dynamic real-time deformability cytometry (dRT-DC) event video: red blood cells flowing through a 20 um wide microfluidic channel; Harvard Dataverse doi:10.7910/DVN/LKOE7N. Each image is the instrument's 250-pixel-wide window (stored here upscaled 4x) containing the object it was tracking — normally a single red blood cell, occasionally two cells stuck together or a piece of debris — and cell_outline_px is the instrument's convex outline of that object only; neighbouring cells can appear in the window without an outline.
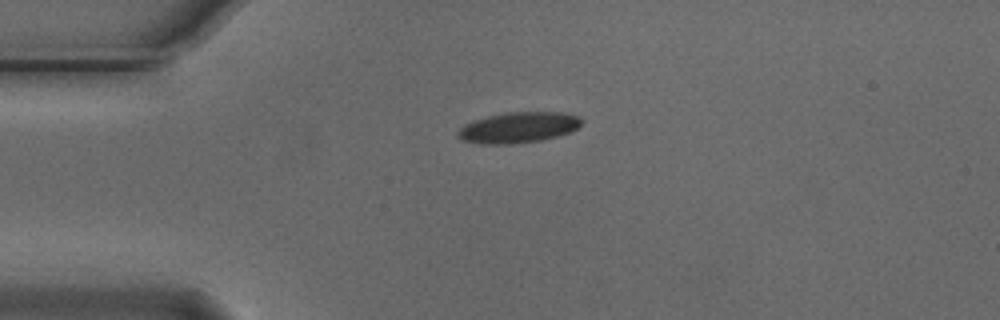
{"species": "Egyptian fruit bat (a non-hibernating species)", "species_latin": "Rousettus aegyptiacus", "temperature_condition": "cold", "stored_images_in_passage": 5, "camera_frame_rate_fps": 3000, "um_per_image_px": 0.085, "animal": {"sex": "male"}, "frame": {"image": 1, "passage_image": 1, "time_ms": 0.0, "image_size_px": [1000, 320], "cell_outline_px": [[584, 120], [572, 132], [540, 140], [512, 144], [480, 144], [460, 140], [456, 132], [464, 124], [488, 116], [504, 112], [564, 112], [580, 116]], "centroid_in_image_um": [44.07, 10.83], "position_along_channel_um": 40.9, "area_um2": 22.31}}
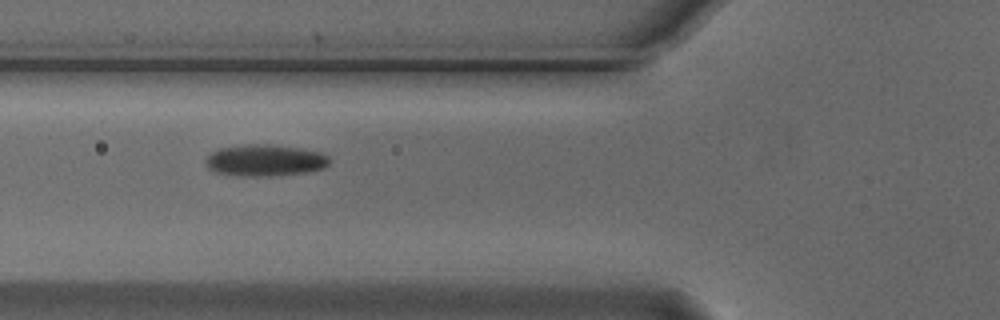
{"frame": {"image": 2, "passage_image": 3, "time_ms": 0.667, "image_size_px": [1000, 320], "cell_outline_px": [[328, 164], [324, 168], [308, 172], [272, 176], [236, 176], [216, 172], [208, 168], [204, 164], [204, 160], [212, 152], [220, 148], [248, 144], [268, 144], [300, 148], [320, 152], [328, 156]], "centroid_in_image_um": [22.5, 13.64], "position_along_channel_um": 103.3, "area_um2": 22.89}}
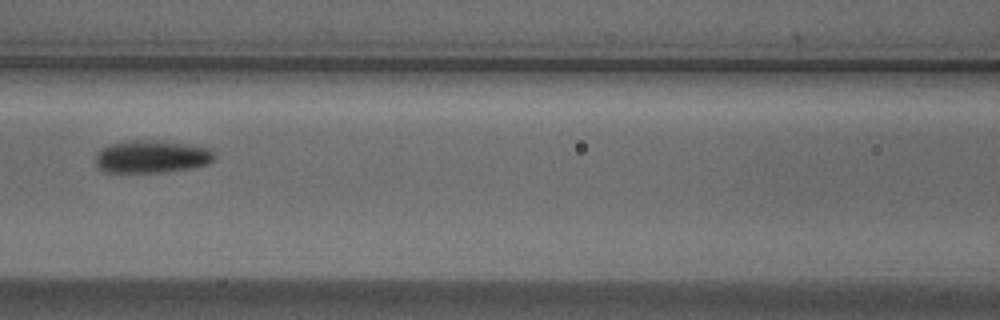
{"frame": {"image": 3, "passage_image": 4, "time_ms": 1.0, "image_size_px": [1000, 320], "cell_outline_px": [[216, 160], [208, 164], [192, 168], [168, 172], [104, 172], [96, 164], [96, 152], [112, 144], [124, 140], [160, 140], [188, 144], [212, 148], [216, 156]], "centroid_in_image_um": [12.96, 13.31], "position_along_channel_um": 153.6, "area_um2": 23.0}}